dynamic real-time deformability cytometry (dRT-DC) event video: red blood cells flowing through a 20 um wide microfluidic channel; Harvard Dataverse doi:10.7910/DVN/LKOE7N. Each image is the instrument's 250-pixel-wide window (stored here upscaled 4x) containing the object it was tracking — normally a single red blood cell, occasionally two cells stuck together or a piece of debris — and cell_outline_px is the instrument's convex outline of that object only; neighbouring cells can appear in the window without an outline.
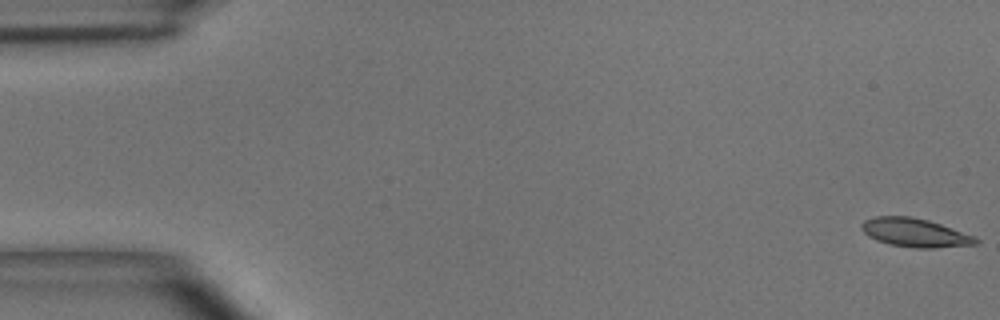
{"species": "common noctule bat (a hibernating species)", "species_latin": "Nyctalus noctula", "temperature_condition": "room temperature", "stored_images_in_passage": 55, "camera_frame_rate_fps": 3000, "um_per_image_px": 0.085, "animal": {"sex": "male", "body_mass_g": 15.6}, "frame": {"image": 1, "passage_image": 1, "time_ms": 0.0, "image_size_px": [1000, 320], "cell_outline_px": [[980, 240], [976, 244], [932, 248], [912, 248], [888, 244], [876, 240], [868, 236], [860, 228], [860, 224], [864, 220], [872, 216], [912, 216], [928, 220], [976, 236]], "centroid_in_image_um": [77.74, 19.77], "position_along_channel_um": 7.3, "area_um2": 19.25}}
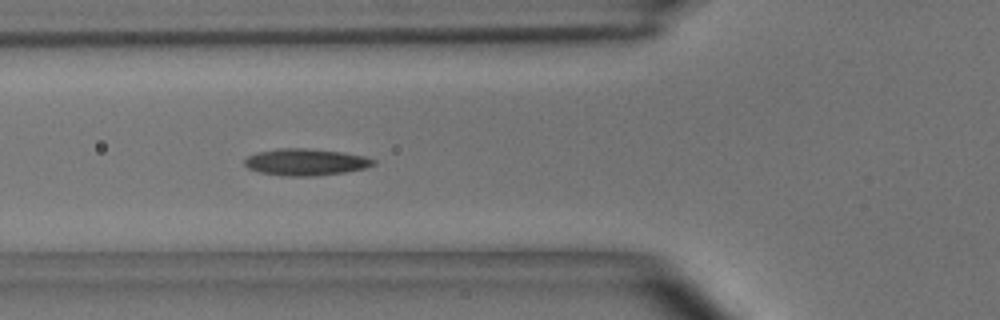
{"frame": {"image": 2, "passage_image": 20, "time_ms": 6.333, "image_size_px": [1000, 320], "cell_outline_px": [[376, 164], [364, 168], [344, 172], [316, 176], [284, 176], [260, 172], [248, 168], [244, 164], [244, 160], [248, 156], [256, 152], [280, 148], [304, 148], [344, 152], [368, 156], [376, 160]], "centroid_in_image_um": [26.01, 13.77], "position_along_channel_um": 99.8, "area_um2": 20.23}}
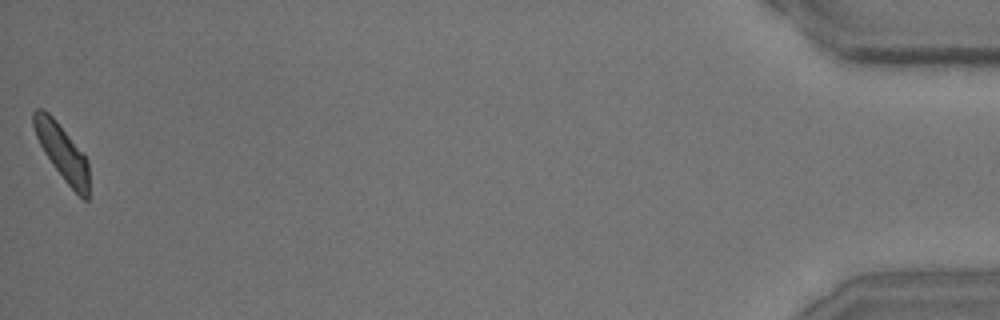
{"frame": {"image": 3, "passage_image": 55, "time_ms": 18.0, "image_size_px": [1000, 320], "cell_outline_px": [[88, 200], [84, 200], [64, 180], [52, 164], [44, 152], [36, 136], [32, 124], [32, 112], [36, 108], [44, 108], [56, 120], [88, 160]], "centroid_in_image_um": [5.25, 12.88], "position_along_channel_um": 430.0, "area_um2": 17.69}, "authors_computed_cell_mechanics": {"area_um2": 19.2474, "velocity_mm_per_s": 3.6449, "shape_relaxation_time_tau1_ms": 5.4911, "shape_relaxation_time_tau2_ms": 2.9874, "deformation_change_tau1": 0.1658, "deformation_change_tau2": 0.096}}